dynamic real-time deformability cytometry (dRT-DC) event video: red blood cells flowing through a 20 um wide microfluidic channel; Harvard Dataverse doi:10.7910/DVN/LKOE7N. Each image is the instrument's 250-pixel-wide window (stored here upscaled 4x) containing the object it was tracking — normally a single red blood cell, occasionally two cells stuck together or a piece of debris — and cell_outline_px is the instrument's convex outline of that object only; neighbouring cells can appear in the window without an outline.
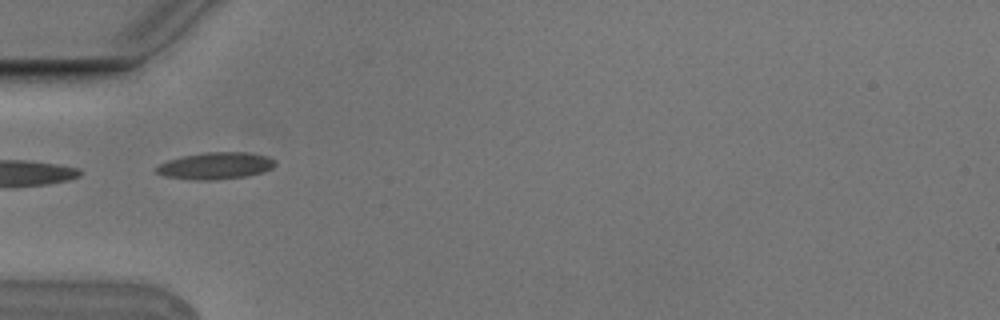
{"species": "Egyptian fruit bat (a non-hibernating species)", "species_latin": "Rousettus aegyptiacus", "temperature_condition": "cold", "stored_images_in_passage": 5, "camera_frame_rate_fps": 3000, "um_per_image_px": 0.085, "animal": {"sex": "male"}, "frame": {"image": 1, "passage_image": 3, "time_ms": 0.667, "image_size_px": [1000, 320], "cell_outline_px": [[276, 164], [272, 168], [260, 172], [244, 176], [212, 180], [196, 180], [164, 176], [156, 172], [152, 168], [168, 160], [184, 156], [204, 152], [248, 152], [268, 156], [276, 160]], "centroid_in_image_um": [18.3, 14.08], "position_along_channel_um": 66.7, "area_um2": 18.55}}
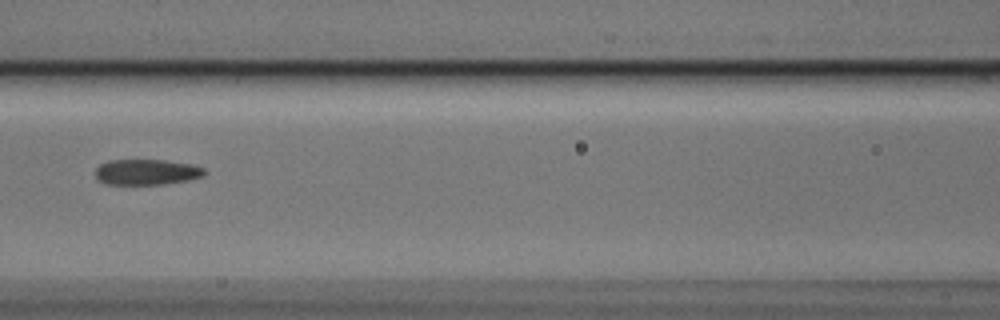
{"frame": {"image": 2, "passage_image": 5, "time_ms": 1.333, "image_size_px": [1000, 320], "cell_outline_px": [[204, 176], [188, 180], [160, 184], [108, 184], [100, 180], [96, 176], [96, 168], [100, 164], [108, 160], [164, 160], [188, 164], [204, 168]], "centroid_in_image_um": [12.44, 14.62], "position_along_channel_um": 154.2, "area_um2": 16.01}}